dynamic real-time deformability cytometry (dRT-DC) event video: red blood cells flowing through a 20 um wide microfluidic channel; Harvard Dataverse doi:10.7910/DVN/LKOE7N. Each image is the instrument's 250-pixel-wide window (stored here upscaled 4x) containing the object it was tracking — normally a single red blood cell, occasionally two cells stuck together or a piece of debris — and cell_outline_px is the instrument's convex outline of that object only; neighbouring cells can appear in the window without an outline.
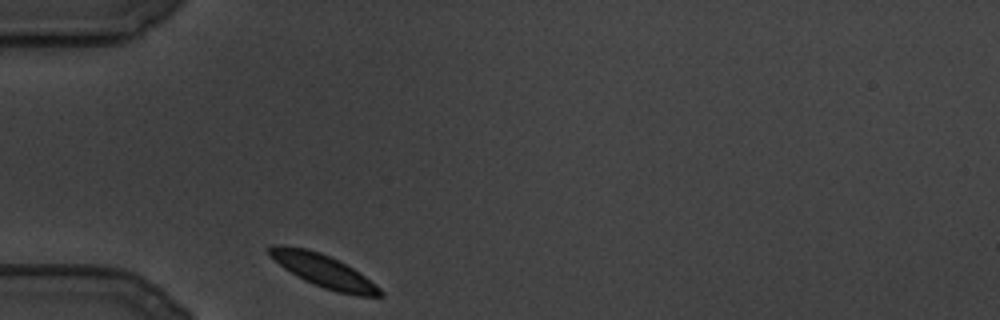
{"species": "common noctule bat (a hibernating species)", "species_latin": "Nyctalus noctula", "temperature_condition": "cold", "stored_images_in_passage": 70, "camera_frame_rate_fps": 3000, "um_per_image_px": 0.085, "animal": {"sex": "male", "body_mass_g": 19.5, "forearm_length_mm": 54.6}, "frame": {"image": 1, "passage_image": 1, "time_ms": 0.0, "image_size_px": [1000, 320], "cell_outline_px": [[384, 296], [360, 296], [336, 292], [324, 288], [304, 280], [296, 276], [284, 268], [268, 256], [268, 248], [272, 244], [284, 244], [304, 248], [320, 252], [352, 268], [364, 276], [380, 288], [384, 292]], "centroid_in_image_um": [27.44, 23.01], "position_along_channel_um": 57.6, "area_um2": 21.04}}
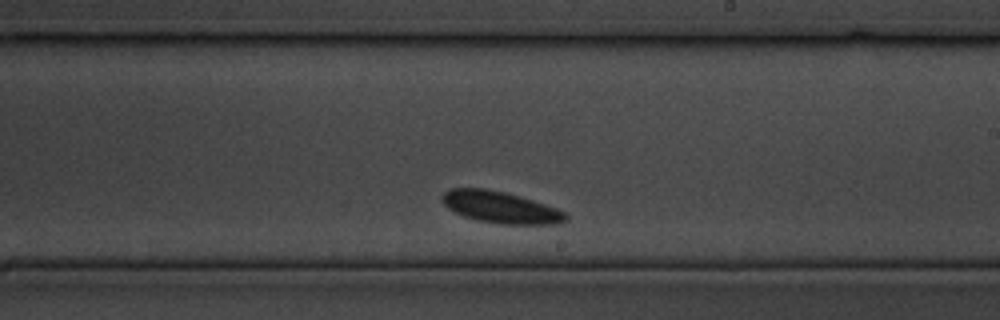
{"frame": {"image": 2, "passage_image": 40, "time_ms": 13.0, "image_size_px": [1000, 320], "cell_outline_px": [[568, 220], [556, 224], [500, 224], [480, 220], [464, 216], [448, 208], [440, 200], [440, 196], [444, 192], [452, 188], [484, 188], [504, 192], [520, 196], [556, 208], [564, 212], [568, 216]], "centroid_in_image_um": [42.53, 17.61], "position_along_channel_um": 246.5, "area_um2": 22.66}}
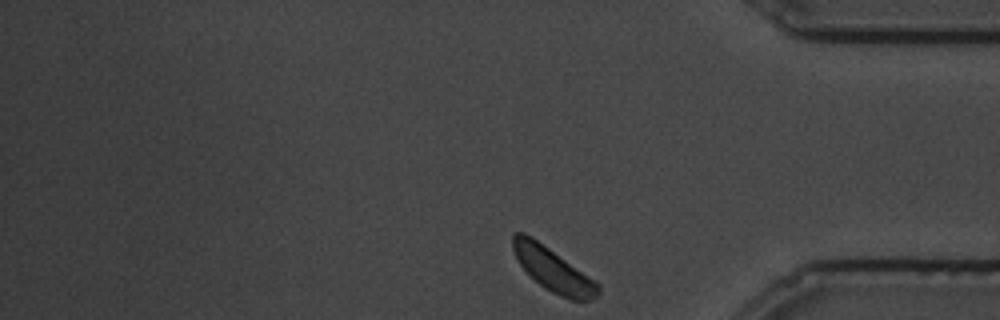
{"frame": {"image": 3, "passage_image": 70, "time_ms": 23.0, "image_size_px": [1000, 320], "cell_outline_px": [[600, 292], [592, 300], [572, 300], [560, 296], [544, 288], [516, 260], [512, 248], [512, 236], [516, 232], [524, 232], [532, 236], [600, 284]], "centroid_in_image_um": [47.0, 22.91], "position_along_channel_um": 388.2, "area_um2": 21.39}}